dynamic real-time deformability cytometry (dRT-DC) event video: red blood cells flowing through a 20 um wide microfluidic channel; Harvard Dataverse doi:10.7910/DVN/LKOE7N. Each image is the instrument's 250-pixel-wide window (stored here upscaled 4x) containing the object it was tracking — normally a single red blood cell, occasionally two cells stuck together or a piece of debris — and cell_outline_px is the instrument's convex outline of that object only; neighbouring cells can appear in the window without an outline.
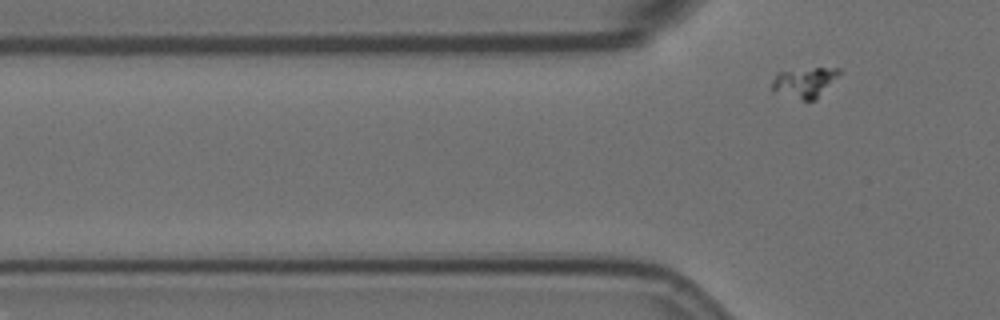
{"species": "Egyptian fruit bat (a non-hibernating species)", "species_latin": "Rousettus aegyptiacus", "temperature_condition": "room temperature", "stored_images_in_passage": 5, "segment_of_instrument_passage": [3, 3], "camera_frame_rate_fps": 3000, "um_per_image_px": 0.085, "animal": {"sex": "female"}, "frame": {"image": 1, "passage_image": 5, "time_ms": 5.667, "image_size_px": [1000, 320], "cell_outline_px": [[840, 72], [816, 100], [804, 100], [772, 92], [772, 80], [780, 72], [816, 68], [840, 68]], "centroid_in_image_um": [68.36, 7.02], "position_along_channel_um": 57.4, "area_um2": 11.39}}